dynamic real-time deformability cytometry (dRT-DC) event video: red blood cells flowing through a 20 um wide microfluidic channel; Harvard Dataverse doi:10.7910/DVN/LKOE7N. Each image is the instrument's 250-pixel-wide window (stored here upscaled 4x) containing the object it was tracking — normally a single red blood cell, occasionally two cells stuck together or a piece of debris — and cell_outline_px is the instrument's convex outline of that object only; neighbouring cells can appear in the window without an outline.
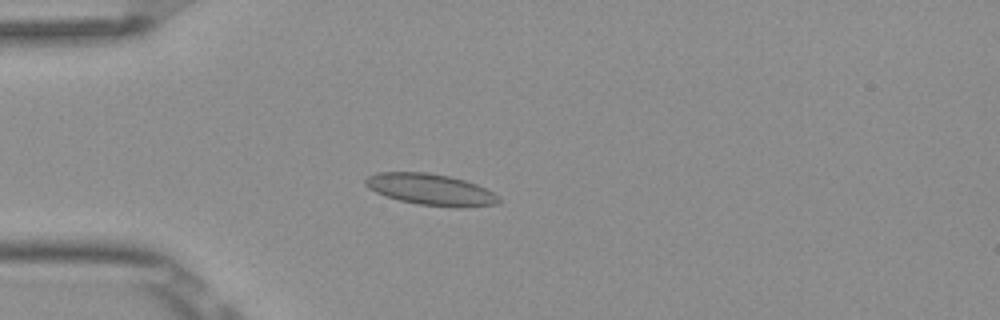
{"species": "Egyptian fruit bat (a non-hibernating species)", "species_latin": "Rousettus aegyptiacus", "temperature_condition": "room temperature", "stored_images_in_passage": 3, "camera_frame_rate_fps": 3000, "um_per_image_px": 0.085, "frame": {"image": 1, "passage_image": 2, "time_ms": 0.333, "image_size_px": [1000, 320], "cell_outline_px": [[500, 204], [460, 208], [452, 208], [420, 204], [400, 200], [376, 192], [368, 188], [364, 184], [364, 180], [368, 176], [376, 172], [428, 172], [448, 176], [464, 180], [476, 184], [500, 196]], "centroid_in_image_um": [36.63, 16.11], "position_along_channel_um": 48.4, "area_um2": 24.45}}